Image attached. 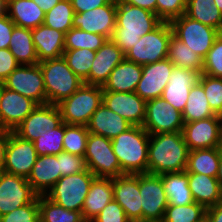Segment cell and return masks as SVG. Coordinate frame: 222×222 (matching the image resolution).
<instances>
[{"instance_id":"6da1fadb","label":"cell","mask_w":222,"mask_h":222,"mask_svg":"<svg viewBox=\"0 0 222 222\" xmlns=\"http://www.w3.org/2000/svg\"><path fill=\"white\" fill-rule=\"evenodd\" d=\"M188 153L182 131L150 135L147 173L162 175L184 171Z\"/></svg>"},{"instance_id":"7a4b0ae2","label":"cell","mask_w":222,"mask_h":222,"mask_svg":"<svg viewBox=\"0 0 222 222\" xmlns=\"http://www.w3.org/2000/svg\"><path fill=\"white\" fill-rule=\"evenodd\" d=\"M116 26L111 40L126 53L162 20L153 12L116 0Z\"/></svg>"},{"instance_id":"3957f363","label":"cell","mask_w":222,"mask_h":222,"mask_svg":"<svg viewBox=\"0 0 222 222\" xmlns=\"http://www.w3.org/2000/svg\"><path fill=\"white\" fill-rule=\"evenodd\" d=\"M149 138L142 126H132L111 140L123 174L147 173Z\"/></svg>"},{"instance_id":"277c9868","label":"cell","mask_w":222,"mask_h":222,"mask_svg":"<svg viewBox=\"0 0 222 222\" xmlns=\"http://www.w3.org/2000/svg\"><path fill=\"white\" fill-rule=\"evenodd\" d=\"M38 64L42 71L46 98L49 104H59L84 84V81L67 65L63 56L43 60Z\"/></svg>"},{"instance_id":"5b68a950","label":"cell","mask_w":222,"mask_h":222,"mask_svg":"<svg viewBox=\"0 0 222 222\" xmlns=\"http://www.w3.org/2000/svg\"><path fill=\"white\" fill-rule=\"evenodd\" d=\"M102 101V86L83 84L71 96L57 104V107L64 123L86 126Z\"/></svg>"},{"instance_id":"8992f818","label":"cell","mask_w":222,"mask_h":222,"mask_svg":"<svg viewBox=\"0 0 222 222\" xmlns=\"http://www.w3.org/2000/svg\"><path fill=\"white\" fill-rule=\"evenodd\" d=\"M173 31L169 22L162 21L154 30L137 40L125 53V59L140 65H147L164 60Z\"/></svg>"},{"instance_id":"52a82bcc","label":"cell","mask_w":222,"mask_h":222,"mask_svg":"<svg viewBox=\"0 0 222 222\" xmlns=\"http://www.w3.org/2000/svg\"><path fill=\"white\" fill-rule=\"evenodd\" d=\"M95 178L89 169L78 174L62 176L45 196L65 209L82 213L84 200Z\"/></svg>"},{"instance_id":"ba28073f","label":"cell","mask_w":222,"mask_h":222,"mask_svg":"<svg viewBox=\"0 0 222 222\" xmlns=\"http://www.w3.org/2000/svg\"><path fill=\"white\" fill-rule=\"evenodd\" d=\"M84 158L87 169L96 178H116L123 175L111 139L89 132Z\"/></svg>"},{"instance_id":"9c48e42d","label":"cell","mask_w":222,"mask_h":222,"mask_svg":"<svg viewBox=\"0 0 222 222\" xmlns=\"http://www.w3.org/2000/svg\"><path fill=\"white\" fill-rule=\"evenodd\" d=\"M173 35L192 49L202 59L213 46L215 39L221 33L219 30L204 25L186 14L172 19L170 22Z\"/></svg>"},{"instance_id":"30bf717a","label":"cell","mask_w":222,"mask_h":222,"mask_svg":"<svg viewBox=\"0 0 222 222\" xmlns=\"http://www.w3.org/2000/svg\"><path fill=\"white\" fill-rule=\"evenodd\" d=\"M142 222H162L169 205L160 175L139 174Z\"/></svg>"},{"instance_id":"8fae6325","label":"cell","mask_w":222,"mask_h":222,"mask_svg":"<svg viewBox=\"0 0 222 222\" xmlns=\"http://www.w3.org/2000/svg\"><path fill=\"white\" fill-rule=\"evenodd\" d=\"M3 83L6 88L33 100L37 105L48 104L39 64L19 65Z\"/></svg>"},{"instance_id":"7c38bea8","label":"cell","mask_w":222,"mask_h":222,"mask_svg":"<svg viewBox=\"0 0 222 222\" xmlns=\"http://www.w3.org/2000/svg\"><path fill=\"white\" fill-rule=\"evenodd\" d=\"M182 113L162 97L146 101L143 128L150 134L182 131Z\"/></svg>"},{"instance_id":"4fadbf2b","label":"cell","mask_w":222,"mask_h":222,"mask_svg":"<svg viewBox=\"0 0 222 222\" xmlns=\"http://www.w3.org/2000/svg\"><path fill=\"white\" fill-rule=\"evenodd\" d=\"M38 155L34 143L8 131L5 165L2 171L28 178Z\"/></svg>"},{"instance_id":"5bb4252c","label":"cell","mask_w":222,"mask_h":222,"mask_svg":"<svg viewBox=\"0 0 222 222\" xmlns=\"http://www.w3.org/2000/svg\"><path fill=\"white\" fill-rule=\"evenodd\" d=\"M37 196L27 178L0 171V217L31 203Z\"/></svg>"},{"instance_id":"9a60e30c","label":"cell","mask_w":222,"mask_h":222,"mask_svg":"<svg viewBox=\"0 0 222 222\" xmlns=\"http://www.w3.org/2000/svg\"><path fill=\"white\" fill-rule=\"evenodd\" d=\"M57 105L43 104L36 108L14 130L21 138L34 142L39 134L57 128L62 123Z\"/></svg>"},{"instance_id":"2e32d148","label":"cell","mask_w":222,"mask_h":222,"mask_svg":"<svg viewBox=\"0 0 222 222\" xmlns=\"http://www.w3.org/2000/svg\"><path fill=\"white\" fill-rule=\"evenodd\" d=\"M113 199L132 222H142L139 174H123L113 178Z\"/></svg>"},{"instance_id":"e0dca14e","label":"cell","mask_w":222,"mask_h":222,"mask_svg":"<svg viewBox=\"0 0 222 222\" xmlns=\"http://www.w3.org/2000/svg\"><path fill=\"white\" fill-rule=\"evenodd\" d=\"M116 0L109 4L85 11L74 13L73 28L104 35L111 39L116 26Z\"/></svg>"},{"instance_id":"ac0fdd59","label":"cell","mask_w":222,"mask_h":222,"mask_svg":"<svg viewBox=\"0 0 222 222\" xmlns=\"http://www.w3.org/2000/svg\"><path fill=\"white\" fill-rule=\"evenodd\" d=\"M173 68L174 65L168 58L142 65V77L137 84L135 93L145 101L161 97L164 88L169 83Z\"/></svg>"},{"instance_id":"d6986e66","label":"cell","mask_w":222,"mask_h":222,"mask_svg":"<svg viewBox=\"0 0 222 222\" xmlns=\"http://www.w3.org/2000/svg\"><path fill=\"white\" fill-rule=\"evenodd\" d=\"M182 134L189 151L221 147L217 114L203 120L184 122Z\"/></svg>"},{"instance_id":"ffe728a7","label":"cell","mask_w":222,"mask_h":222,"mask_svg":"<svg viewBox=\"0 0 222 222\" xmlns=\"http://www.w3.org/2000/svg\"><path fill=\"white\" fill-rule=\"evenodd\" d=\"M36 106L33 100L4 87L0 101V129L14 131Z\"/></svg>"},{"instance_id":"44dd1931","label":"cell","mask_w":222,"mask_h":222,"mask_svg":"<svg viewBox=\"0 0 222 222\" xmlns=\"http://www.w3.org/2000/svg\"><path fill=\"white\" fill-rule=\"evenodd\" d=\"M102 102L133 126H143L146 101L135 92L103 91Z\"/></svg>"},{"instance_id":"7402d4cb","label":"cell","mask_w":222,"mask_h":222,"mask_svg":"<svg viewBox=\"0 0 222 222\" xmlns=\"http://www.w3.org/2000/svg\"><path fill=\"white\" fill-rule=\"evenodd\" d=\"M124 59L125 53L111 39H108L96 51L90 74L84 84L103 86L112 70Z\"/></svg>"},{"instance_id":"603a6c76","label":"cell","mask_w":222,"mask_h":222,"mask_svg":"<svg viewBox=\"0 0 222 222\" xmlns=\"http://www.w3.org/2000/svg\"><path fill=\"white\" fill-rule=\"evenodd\" d=\"M199 76L200 74L197 71L174 66L169 83L164 88L161 97L182 113L187 103L190 89L198 82Z\"/></svg>"},{"instance_id":"cb8c5ba5","label":"cell","mask_w":222,"mask_h":222,"mask_svg":"<svg viewBox=\"0 0 222 222\" xmlns=\"http://www.w3.org/2000/svg\"><path fill=\"white\" fill-rule=\"evenodd\" d=\"M61 177L57 155L38 156L31 173L27 178L33 191L38 195H46Z\"/></svg>"},{"instance_id":"d4e9b609","label":"cell","mask_w":222,"mask_h":222,"mask_svg":"<svg viewBox=\"0 0 222 222\" xmlns=\"http://www.w3.org/2000/svg\"><path fill=\"white\" fill-rule=\"evenodd\" d=\"M132 126L119 114L110 110L103 102L92 114L86 125L90 133L104 136L111 140Z\"/></svg>"},{"instance_id":"484cf974","label":"cell","mask_w":222,"mask_h":222,"mask_svg":"<svg viewBox=\"0 0 222 222\" xmlns=\"http://www.w3.org/2000/svg\"><path fill=\"white\" fill-rule=\"evenodd\" d=\"M31 33L39 62L62 57L65 33L44 24L31 29Z\"/></svg>"},{"instance_id":"4316f807","label":"cell","mask_w":222,"mask_h":222,"mask_svg":"<svg viewBox=\"0 0 222 222\" xmlns=\"http://www.w3.org/2000/svg\"><path fill=\"white\" fill-rule=\"evenodd\" d=\"M113 200V178H95L84 200L82 217L86 222L95 218Z\"/></svg>"},{"instance_id":"83f0119b","label":"cell","mask_w":222,"mask_h":222,"mask_svg":"<svg viewBox=\"0 0 222 222\" xmlns=\"http://www.w3.org/2000/svg\"><path fill=\"white\" fill-rule=\"evenodd\" d=\"M142 77V65L124 59L111 72L103 91L135 92Z\"/></svg>"},{"instance_id":"f1b7e54d","label":"cell","mask_w":222,"mask_h":222,"mask_svg":"<svg viewBox=\"0 0 222 222\" xmlns=\"http://www.w3.org/2000/svg\"><path fill=\"white\" fill-rule=\"evenodd\" d=\"M187 175L194 202L206 209L222 203L221 185L216 177L197 173H187Z\"/></svg>"},{"instance_id":"f546056e","label":"cell","mask_w":222,"mask_h":222,"mask_svg":"<svg viewBox=\"0 0 222 222\" xmlns=\"http://www.w3.org/2000/svg\"><path fill=\"white\" fill-rule=\"evenodd\" d=\"M5 13L16 26L29 29L42 25L45 19V12L33 0H6Z\"/></svg>"},{"instance_id":"4dcf8cb0","label":"cell","mask_w":222,"mask_h":222,"mask_svg":"<svg viewBox=\"0 0 222 222\" xmlns=\"http://www.w3.org/2000/svg\"><path fill=\"white\" fill-rule=\"evenodd\" d=\"M160 176L169 204L183 206L194 202L185 170L164 173Z\"/></svg>"},{"instance_id":"1f68e13d","label":"cell","mask_w":222,"mask_h":222,"mask_svg":"<svg viewBox=\"0 0 222 222\" xmlns=\"http://www.w3.org/2000/svg\"><path fill=\"white\" fill-rule=\"evenodd\" d=\"M9 49L20 65H33L39 63L31 29L29 28L14 26L10 38Z\"/></svg>"},{"instance_id":"d6a6232c","label":"cell","mask_w":222,"mask_h":222,"mask_svg":"<svg viewBox=\"0 0 222 222\" xmlns=\"http://www.w3.org/2000/svg\"><path fill=\"white\" fill-rule=\"evenodd\" d=\"M220 163V147L195 149L188 153L185 171L216 177Z\"/></svg>"},{"instance_id":"836d02e7","label":"cell","mask_w":222,"mask_h":222,"mask_svg":"<svg viewBox=\"0 0 222 222\" xmlns=\"http://www.w3.org/2000/svg\"><path fill=\"white\" fill-rule=\"evenodd\" d=\"M205 95L203 86L197 82L190 89L187 103L182 112L184 122H193L215 116Z\"/></svg>"},{"instance_id":"e575fe53","label":"cell","mask_w":222,"mask_h":222,"mask_svg":"<svg viewBox=\"0 0 222 222\" xmlns=\"http://www.w3.org/2000/svg\"><path fill=\"white\" fill-rule=\"evenodd\" d=\"M185 14L222 33V12L215 5L214 0H187Z\"/></svg>"},{"instance_id":"d590c367","label":"cell","mask_w":222,"mask_h":222,"mask_svg":"<svg viewBox=\"0 0 222 222\" xmlns=\"http://www.w3.org/2000/svg\"><path fill=\"white\" fill-rule=\"evenodd\" d=\"M167 58L178 68L202 73L203 59L174 35L169 43Z\"/></svg>"},{"instance_id":"8d00e7d4","label":"cell","mask_w":222,"mask_h":222,"mask_svg":"<svg viewBox=\"0 0 222 222\" xmlns=\"http://www.w3.org/2000/svg\"><path fill=\"white\" fill-rule=\"evenodd\" d=\"M40 222H86L82 213L65 209L45 195L39 196Z\"/></svg>"},{"instance_id":"74e56055","label":"cell","mask_w":222,"mask_h":222,"mask_svg":"<svg viewBox=\"0 0 222 222\" xmlns=\"http://www.w3.org/2000/svg\"><path fill=\"white\" fill-rule=\"evenodd\" d=\"M74 10L70 0H61L51 10L45 13L44 25L63 33L73 27Z\"/></svg>"},{"instance_id":"f35d334b","label":"cell","mask_w":222,"mask_h":222,"mask_svg":"<svg viewBox=\"0 0 222 222\" xmlns=\"http://www.w3.org/2000/svg\"><path fill=\"white\" fill-rule=\"evenodd\" d=\"M107 40L108 38L104 35H99L72 27L65 34L64 46L65 50L87 48L97 51Z\"/></svg>"},{"instance_id":"ab89813d","label":"cell","mask_w":222,"mask_h":222,"mask_svg":"<svg viewBox=\"0 0 222 222\" xmlns=\"http://www.w3.org/2000/svg\"><path fill=\"white\" fill-rule=\"evenodd\" d=\"M65 134V123L62 122L57 128L50 129L33 142L38 156L58 155L63 152V138Z\"/></svg>"},{"instance_id":"60d3db41","label":"cell","mask_w":222,"mask_h":222,"mask_svg":"<svg viewBox=\"0 0 222 222\" xmlns=\"http://www.w3.org/2000/svg\"><path fill=\"white\" fill-rule=\"evenodd\" d=\"M205 215L206 208L196 202L183 206L169 204L162 222H199Z\"/></svg>"},{"instance_id":"b9f144b4","label":"cell","mask_w":222,"mask_h":222,"mask_svg":"<svg viewBox=\"0 0 222 222\" xmlns=\"http://www.w3.org/2000/svg\"><path fill=\"white\" fill-rule=\"evenodd\" d=\"M95 55L96 51L87 48H79L75 50H65L62 56L72 71L81 80L85 81L90 74V68L93 64Z\"/></svg>"},{"instance_id":"7bdbcfd3","label":"cell","mask_w":222,"mask_h":222,"mask_svg":"<svg viewBox=\"0 0 222 222\" xmlns=\"http://www.w3.org/2000/svg\"><path fill=\"white\" fill-rule=\"evenodd\" d=\"M88 135L89 131L85 125L65 123L64 152L84 157Z\"/></svg>"},{"instance_id":"ee69618b","label":"cell","mask_w":222,"mask_h":222,"mask_svg":"<svg viewBox=\"0 0 222 222\" xmlns=\"http://www.w3.org/2000/svg\"><path fill=\"white\" fill-rule=\"evenodd\" d=\"M198 82L203 86L212 111L222 114V78L200 74Z\"/></svg>"},{"instance_id":"f6af8a7d","label":"cell","mask_w":222,"mask_h":222,"mask_svg":"<svg viewBox=\"0 0 222 222\" xmlns=\"http://www.w3.org/2000/svg\"><path fill=\"white\" fill-rule=\"evenodd\" d=\"M202 74L222 78V33L215 39L203 59Z\"/></svg>"},{"instance_id":"bcb514c9","label":"cell","mask_w":222,"mask_h":222,"mask_svg":"<svg viewBox=\"0 0 222 222\" xmlns=\"http://www.w3.org/2000/svg\"><path fill=\"white\" fill-rule=\"evenodd\" d=\"M0 222H40L39 196L31 203L2 215Z\"/></svg>"},{"instance_id":"7dc6e473","label":"cell","mask_w":222,"mask_h":222,"mask_svg":"<svg viewBox=\"0 0 222 222\" xmlns=\"http://www.w3.org/2000/svg\"><path fill=\"white\" fill-rule=\"evenodd\" d=\"M187 0H157L156 15L165 22L185 14Z\"/></svg>"},{"instance_id":"c3c4849f","label":"cell","mask_w":222,"mask_h":222,"mask_svg":"<svg viewBox=\"0 0 222 222\" xmlns=\"http://www.w3.org/2000/svg\"><path fill=\"white\" fill-rule=\"evenodd\" d=\"M61 170V177L78 174L87 169L85 158L75 154L61 152L57 155Z\"/></svg>"},{"instance_id":"681fc988","label":"cell","mask_w":222,"mask_h":222,"mask_svg":"<svg viewBox=\"0 0 222 222\" xmlns=\"http://www.w3.org/2000/svg\"><path fill=\"white\" fill-rule=\"evenodd\" d=\"M90 222H130L123 208L113 199Z\"/></svg>"},{"instance_id":"f907efd6","label":"cell","mask_w":222,"mask_h":222,"mask_svg":"<svg viewBox=\"0 0 222 222\" xmlns=\"http://www.w3.org/2000/svg\"><path fill=\"white\" fill-rule=\"evenodd\" d=\"M20 64L9 48L0 49V81H4Z\"/></svg>"},{"instance_id":"816d5d0a","label":"cell","mask_w":222,"mask_h":222,"mask_svg":"<svg viewBox=\"0 0 222 222\" xmlns=\"http://www.w3.org/2000/svg\"><path fill=\"white\" fill-rule=\"evenodd\" d=\"M15 23L4 12L0 14V49L9 48Z\"/></svg>"},{"instance_id":"f5cc1de1","label":"cell","mask_w":222,"mask_h":222,"mask_svg":"<svg viewBox=\"0 0 222 222\" xmlns=\"http://www.w3.org/2000/svg\"><path fill=\"white\" fill-rule=\"evenodd\" d=\"M74 13H82L109 4L112 0H70Z\"/></svg>"},{"instance_id":"db71d44e","label":"cell","mask_w":222,"mask_h":222,"mask_svg":"<svg viewBox=\"0 0 222 222\" xmlns=\"http://www.w3.org/2000/svg\"><path fill=\"white\" fill-rule=\"evenodd\" d=\"M122 3L138 6L142 9L151 11L156 14L157 0H118Z\"/></svg>"},{"instance_id":"11a10c76","label":"cell","mask_w":222,"mask_h":222,"mask_svg":"<svg viewBox=\"0 0 222 222\" xmlns=\"http://www.w3.org/2000/svg\"><path fill=\"white\" fill-rule=\"evenodd\" d=\"M8 144V131L0 129V171L5 165L6 148Z\"/></svg>"},{"instance_id":"9f6ffc18","label":"cell","mask_w":222,"mask_h":222,"mask_svg":"<svg viewBox=\"0 0 222 222\" xmlns=\"http://www.w3.org/2000/svg\"><path fill=\"white\" fill-rule=\"evenodd\" d=\"M205 216L209 222H222V203L207 208Z\"/></svg>"},{"instance_id":"6f0895ef","label":"cell","mask_w":222,"mask_h":222,"mask_svg":"<svg viewBox=\"0 0 222 222\" xmlns=\"http://www.w3.org/2000/svg\"><path fill=\"white\" fill-rule=\"evenodd\" d=\"M45 13L51 10L61 0H33Z\"/></svg>"},{"instance_id":"680465c9","label":"cell","mask_w":222,"mask_h":222,"mask_svg":"<svg viewBox=\"0 0 222 222\" xmlns=\"http://www.w3.org/2000/svg\"><path fill=\"white\" fill-rule=\"evenodd\" d=\"M216 178L221 185V193H222V148L221 147H220V163H219L218 173H217Z\"/></svg>"},{"instance_id":"91938a15","label":"cell","mask_w":222,"mask_h":222,"mask_svg":"<svg viewBox=\"0 0 222 222\" xmlns=\"http://www.w3.org/2000/svg\"><path fill=\"white\" fill-rule=\"evenodd\" d=\"M218 118H219L220 142H221V148H222V114H219Z\"/></svg>"},{"instance_id":"94428289","label":"cell","mask_w":222,"mask_h":222,"mask_svg":"<svg viewBox=\"0 0 222 222\" xmlns=\"http://www.w3.org/2000/svg\"><path fill=\"white\" fill-rule=\"evenodd\" d=\"M5 12V1L0 0V14H3Z\"/></svg>"},{"instance_id":"6125c7cd","label":"cell","mask_w":222,"mask_h":222,"mask_svg":"<svg viewBox=\"0 0 222 222\" xmlns=\"http://www.w3.org/2000/svg\"><path fill=\"white\" fill-rule=\"evenodd\" d=\"M215 5L222 12V0H214Z\"/></svg>"},{"instance_id":"be15d7a7","label":"cell","mask_w":222,"mask_h":222,"mask_svg":"<svg viewBox=\"0 0 222 222\" xmlns=\"http://www.w3.org/2000/svg\"><path fill=\"white\" fill-rule=\"evenodd\" d=\"M4 83L2 81H0V101H1V97H2V92L4 90Z\"/></svg>"},{"instance_id":"e7e4bbea","label":"cell","mask_w":222,"mask_h":222,"mask_svg":"<svg viewBox=\"0 0 222 222\" xmlns=\"http://www.w3.org/2000/svg\"><path fill=\"white\" fill-rule=\"evenodd\" d=\"M199 222H209V219L205 216Z\"/></svg>"}]
</instances>
